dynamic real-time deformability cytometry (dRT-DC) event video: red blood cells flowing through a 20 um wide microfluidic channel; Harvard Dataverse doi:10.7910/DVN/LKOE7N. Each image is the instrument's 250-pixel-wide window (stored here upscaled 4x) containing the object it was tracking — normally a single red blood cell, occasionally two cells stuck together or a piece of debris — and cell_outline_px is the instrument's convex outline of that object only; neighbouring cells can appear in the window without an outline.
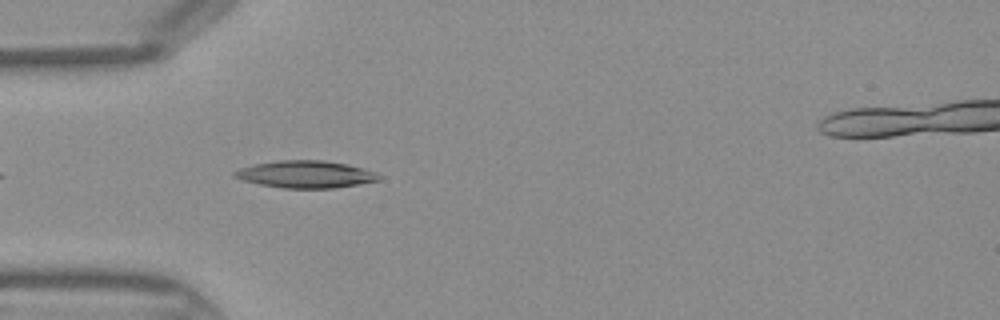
{"species": "Egyptian fruit bat (a non-hibernating species)", "species_latin": "Rousettus aegyptiacus", "temperature_condition": "warm", "stored_images_in_passage": 30, "camera_frame_rate_fps": 3000, "um_per_image_px": 0.085, "frame": {"image": 1, "passage_image": 3, "time_ms": 0.667, "image_size_px": [1000, 320], "cell_outline_px": [[380, 180], [360, 184], [332, 188], [284, 188], [260, 184], [244, 180], [232, 176], [232, 172], [240, 168], [256, 164], [280, 160], [324, 160], [348, 164], [376, 172], [380, 176]], "centroid_in_image_um": [26.0, 14.81], "position_along_channel_um": 59.0, "area_um2": 22.77}}
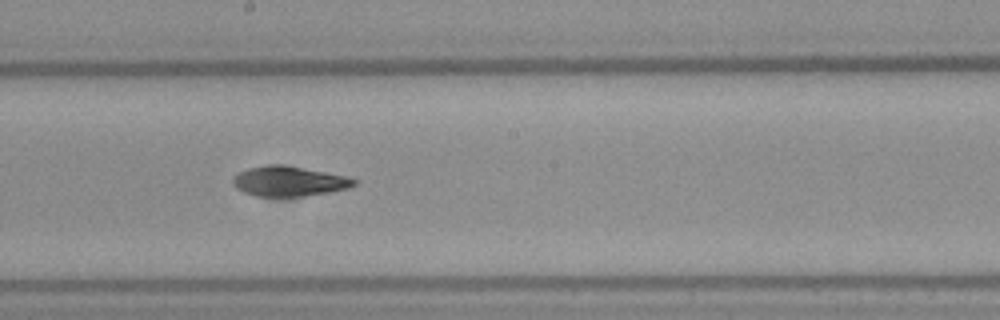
{"frame": {"image": 2, "passage_image": 14, "time_ms": 4.333, "image_size_px": [1000, 320], "cell_outline_px": [[356, 184], [348, 188], [328, 192], [304, 196], [256, 196], [244, 192], [236, 188], [232, 184], [232, 176], [248, 168], [268, 164], [280, 164], [304, 168], [344, 176], [356, 180]], "centroid_in_image_um": [24.5, 15.4], "position_along_channel_um": 223.7, "area_um2": 20.98}}
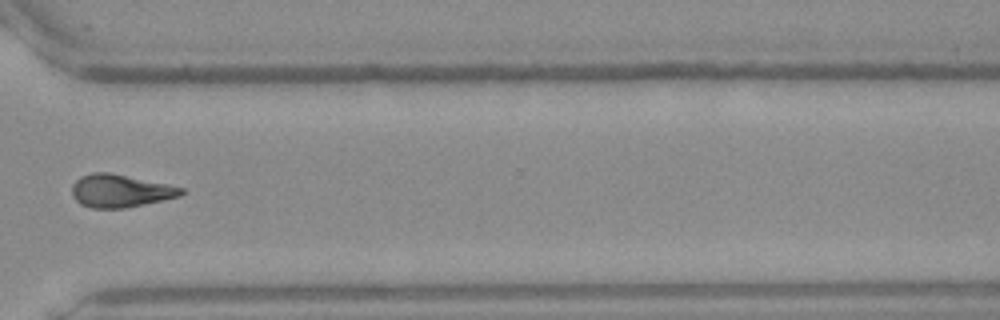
{"frame": {"image": 3, "passage_image": 23, "time_ms": 7.333, "image_size_px": [1000, 320], "cell_outline_px": [[184, 192], [180, 196], [164, 200], [124, 208], [92, 208], [80, 204], [72, 196], [72, 184], [80, 176], [92, 172], [108, 172], [184, 188]], "centroid_in_image_um": [10.18, 16.23], "position_along_channel_um": 360.4, "area_um2": 20.75}}